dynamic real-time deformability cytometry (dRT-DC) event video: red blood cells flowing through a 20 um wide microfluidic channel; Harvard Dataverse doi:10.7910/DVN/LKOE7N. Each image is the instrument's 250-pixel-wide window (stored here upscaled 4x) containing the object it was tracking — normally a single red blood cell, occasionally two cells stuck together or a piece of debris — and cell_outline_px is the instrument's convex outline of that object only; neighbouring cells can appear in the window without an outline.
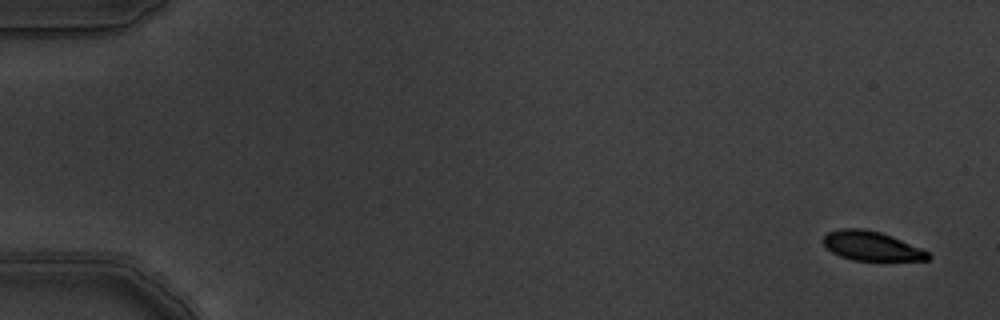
{"species": "common noctule bat (a hibernating species)", "species_latin": "Nyctalus noctula", "temperature_condition": "warm", "stored_images_in_passage": 5, "camera_frame_rate_fps": 3000, "um_per_image_px": 0.085, "animal": {"sex": "male", "body_mass_g": 19.5, "forearm_length_mm": 54.6}, "frame": {"image": 1, "passage_image": 1, "time_ms": 0.0, "image_size_px": [1000, 320], "cell_outline_px": [[932, 256], [928, 260], [852, 260], [840, 256], [832, 252], [824, 244], [824, 236], [828, 232], [840, 228], [864, 228], [880, 232], [892, 236], [920, 248], [928, 252]], "centroid_in_image_um": [74.07, 20.9], "position_along_channel_um": 10.9, "area_um2": 17.74}}
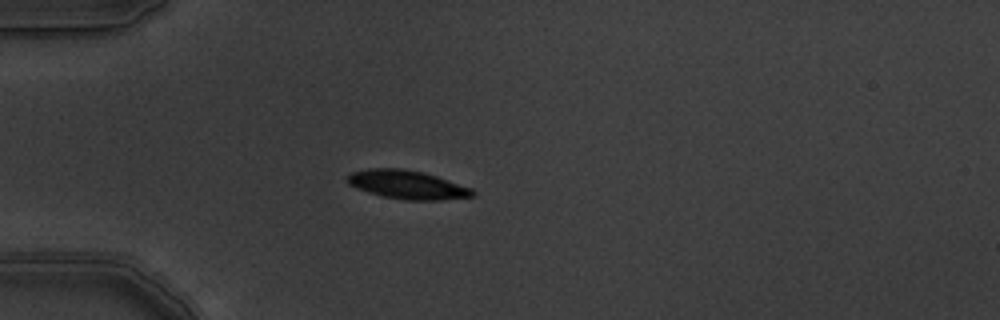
{"frame": {"image": 2, "passage_image": 5, "time_ms": 1.333, "image_size_px": [1000, 320], "cell_outline_px": [[476, 196], [440, 200], [408, 200], [384, 196], [368, 192], [356, 188], [348, 184], [344, 176], [352, 172], [368, 168], [400, 168], [424, 172], [472, 188], [476, 192]], "centroid_in_image_um": [34.6, 15.69], "position_along_channel_um": 50.4, "area_um2": 20.98}}